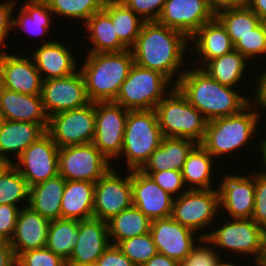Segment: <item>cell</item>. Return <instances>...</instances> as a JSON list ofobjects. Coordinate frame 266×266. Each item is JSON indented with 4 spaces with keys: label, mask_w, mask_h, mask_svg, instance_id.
Listing matches in <instances>:
<instances>
[{
    "label": "cell",
    "mask_w": 266,
    "mask_h": 266,
    "mask_svg": "<svg viewBox=\"0 0 266 266\" xmlns=\"http://www.w3.org/2000/svg\"><path fill=\"white\" fill-rule=\"evenodd\" d=\"M174 82L207 121L238 114L249 105V99L234 91L235 87L221 85L200 66L181 71Z\"/></svg>",
    "instance_id": "6da1fadb"
},
{
    "label": "cell",
    "mask_w": 266,
    "mask_h": 266,
    "mask_svg": "<svg viewBox=\"0 0 266 266\" xmlns=\"http://www.w3.org/2000/svg\"><path fill=\"white\" fill-rule=\"evenodd\" d=\"M188 40L183 33L158 21H144L136 43L131 48L134 63L159 71L172 81L185 62Z\"/></svg>",
    "instance_id": "7a4b0ae2"
},
{
    "label": "cell",
    "mask_w": 266,
    "mask_h": 266,
    "mask_svg": "<svg viewBox=\"0 0 266 266\" xmlns=\"http://www.w3.org/2000/svg\"><path fill=\"white\" fill-rule=\"evenodd\" d=\"M134 64L131 49L88 53L80 71L91 102L114 101Z\"/></svg>",
    "instance_id": "3957f363"
},
{
    "label": "cell",
    "mask_w": 266,
    "mask_h": 266,
    "mask_svg": "<svg viewBox=\"0 0 266 266\" xmlns=\"http://www.w3.org/2000/svg\"><path fill=\"white\" fill-rule=\"evenodd\" d=\"M252 101L240 113L207 122L200 143L213 157L230 154L248 144L260 123V113L253 111ZM252 109V110H251Z\"/></svg>",
    "instance_id": "277c9868"
},
{
    "label": "cell",
    "mask_w": 266,
    "mask_h": 266,
    "mask_svg": "<svg viewBox=\"0 0 266 266\" xmlns=\"http://www.w3.org/2000/svg\"><path fill=\"white\" fill-rule=\"evenodd\" d=\"M155 111L163 137L187 138L197 144L203 141L208 121L175 85L157 104Z\"/></svg>",
    "instance_id": "5b68a950"
},
{
    "label": "cell",
    "mask_w": 266,
    "mask_h": 266,
    "mask_svg": "<svg viewBox=\"0 0 266 266\" xmlns=\"http://www.w3.org/2000/svg\"><path fill=\"white\" fill-rule=\"evenodd\" d=\"M163 139L157 113L152 110L128 111L121 155L127 168L139 170Z\"/></svg>",
    "instance_id": "8992f818"
},
{
    "label": "cell",
    "mask_w": 266,
    "mask_h": 266,
    "mask_svg": "<svg viewBox=\"0 0 266 266\" xmlns=\"http://www.w3.org/2000/svg\"><path fill=\"white\" fill-rule=\"evenodd\" d=\"M219 228V229H218ZM196 237L202 243L232 250L235 253L255 257L256 264L263 263L266 256V231L251 218L227 220L222 227Z\"/></svg>",
    "instance_id": "52a82bcc"
},
{
    "label": "cell",
    "mask_w": 266,
    "mask_h": 266,
    "mask_svg": "<svg viewBox=\"0 0 266 266\" xmlns=\"http://www.w3.org/2000/svg\"><path fill=\"white\" fill-rule=\"evenodd\" d=\"M171 80L156 70L133 64L113 101L129 111L152 110L164 98Z\"/></svg>",
    "instance_id": "ba28073f"
},
{
    "label": "cell",
    "mask_w": 266,
    "mask_h": 266,
    "mask_svg": "<svg viewBox=\"0 0 266 266\" xmlns=\"http://www.w3.org/2000/svg\"><path fill=\"white\" fill-rule=\"evenodd\" d=\"M109 161L93 143L59 148L58 174L67 181L95 183L111 168Z\"/></svg>",
    "instance_id": "9c48e42d"
},
{
    "label": "cell",
    "mask_w": 266,
    "mask_h": 266,
    "mask_svg": "<svg viewBox=\"0 0 266 266\" xmlns=\"http://www.w3.org/2000/svg\"><path fill=\"white\" fill-rule=\"evenodd\" d=\"M46 132L59 148L93 143L95 102L50 116Z\"/></svg>",
    "instance_id": "30bf717a"
},
{
    "label": "cell",
    "mask_w": 266,
    "mask_h": 266,
    "mask_svg": "<svg viewBox=\"0 0 266 266\" xmlns=\"http://www.w3.org/2000/svg\"><path fill=\"white\" fill-rule=\"evenodd\" d=\"M218 211L220 204L216 189L187 188L185 193L174 197L171 217L196 232L207 230V226L214 224Z\"/></svg>",
    "instance_id": "8fae6325"
},
{
    "label": "cell",
    "mask_w": 266,
    "mask_h": 266,
    "mask_svg": "<svg viewBox=\"0 0 266 266\" xmlns=\"http://www.w3.org/2000/svg\"><path fill=\"white\" fill-rule=\"evenodd\" d=\"M128 111L113 101L95 102L93 144L109 161L121 155Z\"/></svg>",
    "instance_id": "7c38bea8"
},
{
    "label": "cell",
    "mask_w": 266,
    "mask_h": 266,
    "mask_svg": "<svg viewBox=\"0 0 266 266\" xmlns=\"http://www.w3.org/2000/svg\"><path fill=\"white\" fill-rule=\"evenodd\" d=\"M59 147L46 132L30 144L12 165L26 180L28 187L58 175Z\"/></svg>",
    "instance_id": "4fadbf2b"
},
{
    "label": "cell",
    "mask_w": 266,
    "mask_h": 266,
    "mask_svg": "<svg viewBox=\"0 0 266 266\" xmlns=\"http://www.w3.org/2000/svg\"><path fill=\"white\" fill-rule=\"evenodd\" d=\"M40 95L48 118L91 102L80 70L66 77L44 80Z\"/></svg>",
    "instance_id": "5bb4252c"
},
{
    "label": "cell",
    "mask_w": 266,
    "mask_h": 266,
    "mask_svg": "<svg viewBox=\"0 0 266 266\" xmlns=\"http://www.w3.org/2000/svg\"><path fill=\"white\" fill-rule=\"evenodd\" d=\"M117 174L111 168L95 182L93 214L96 219L107 222L133 205L131 170L126 178Z\"/></svg>",
    "instance_id": "9a60e30c"
},
{
    "label": "cell",
    "mask_w": 266,
    "mask_h": 266,
    "mask_svg": "<svg viewBox=\"0 0 266 266\" xmlns=\"http://www.w3.org/2000/svg\"><path fill=\"white\" fill-rule=\"evenodd\" d=\"M214 17L215 12L206 0H166L157 21L189 39Z\"/></svg>",
    "instance_id": "2e32d148"
},
{
    "label": "cell",
    "mask_w": 266,
    "mask_h": 266,
    "mask_svg": "<svg viewBox=\"0 0 266 266\" xmlns=\"http://www.w3.org/2000/svg\"><path fill=\"white\" fill-rule=\"evenodd\" d=\"M197 232L176 222L171 216L151 222L150 234L159 253L182 263L196 246Z\"/></svg>",
    "instance_id": "e0dca14e"
},
{
    "label": "cell",
    "mask_w": 266,
    "mask_h": 266,
    "mask_svg": "<svg viewBox=\"0 0 266 266\" xmlns=\"http://www.w3.org/2000/svg\"><path fill=\"white\" fill-rule=\"evenodd\" d=\"M42 82L33 59L7 52L0 54L1 87L23 94L40 95Z\"/></svg>",
    "instance_id": "ac0fdd59"
},
{
    "label": "cell",
    "mask_w": 266,
    "mask_h": 266,
    "mask_svg": "<svg viewBox=\"0 0 266 266\" xmlns=\"http://www.w3.org/2000/svg\"><path fill=\"white\" fill-rule=\"evenodd\" d=\"M132 203L151 221L171 216L174 197L148 175L131 170Z\"/></svg>",
    "instance_id": "d6986e66"
},
{
    "label": "cell",
    "mask_w": 266,
    "mask_h": 266,
    "mask_svg": "<svg viewBox=\"0 0 266 266\" xmlns=\"http://www.w3.org/2000/svg\"><path fill=\"white\" fill-rule=\"evenodd\" d=\"M218 186L220 208H225L231 219L252 218L255 204V174L251 176L224 175ZM223 206V207H222Z\"/></svg>",
    "instance_id": "ffe728a7"
},
{
    "label": "cell",
    "mask_w": 266,
    "mask_h": 266,
    "mask_svg": "<svg viewBox=\"0 0 266 266\" xmlns=\"http://www.w3.org/2000/svg\"><path fill=\"white\" fill-rule=\"evenodd\" d=\"M78 240L67 266H86L96 263L112 243L108 235L107 222L92 218L79 221Z\"/></svg>",
    "instance_id": "44dd1931"
},
{
    "label": "cell",
    "mask_w": 266,
    "mask_h": 266,
    "mask_svg": "<svg viewBox=\"0 0 266 266\" xmlns=\"http://www.w3.org/2000/svg\"><path fill=\"white\" fill-rule=\"evenodd\" d=\"M51 221L28 205L19 210L15 230L9 241L15 257L29 250L46 247Z\"/></svg>",
    "instance_id": "7402d4cb"
},
{
    "label": "cell",
    "mask_w": 266,
    "mask_h": 266,
    "mask_svg": "<svg viewBox=\"0 0 266 266\" xmlns=\"http://www.w3.org/2000/svg\"><path fill=\"white\" fill-rule=\"evenodd\" d=\"M0 111L4 120L32 122L48 128L41 95H29L5 89L0 86Z\"/></svg>",
    "instance_id": "603a6c76"
},
{
    "label": "cell",
    "mask_w": 266,
    "mask_h": 266,
    "mask_svg": "<svg viewBox=\"0 0 266 266\" xmlns=\"http://www.w3.org/2000/svg\"><path fill=\"white\" fill-rule=\"evenodd\" d=\"M33 61L42 80L56 79L71 75L76 71L77 63L69 48L59 41H46L33 52Z\"/></svg>",
    "instance_id": "cb8c5ba5"
},
{
    "label": "cell",
    "mask_w": 266,
    "mask_h": 266,
    "mask_svg": "<svg viewBox=\"0 0 266 266\" xmlns=\"http://www.w3.org/2000/svg\"><path fill=\"white\" fill-rule=\"evenodd\" d=\"M45 133L46 129L37 123L3 120L0 127V158L12 164L9 153L18 158L30 144Z\"/></svg>",
    "instance_id": "d4e9b609"
},
{
    "label": "cell",
    "mask_w": 266,
    "mask_h": 266,
    "mask_svg": "<svg viewBox=\"0 0 266 266\" xmlns=\"http://www.w3.org/2000/svg\"><path fill=\"white\" fill-rule=\"evenodd\" d=\"M197 145L187 138L163 137L160 146L139 169L141 172L181 171L191 150Z\"/></svg>",
    "instance_id": "484cf974"
},
{
    "label": "cell",
    "mask_w": 266,
    "mask_h": 266,
    "mask_svg": "<svg viewBox=\"0 0 266 266\" xmlns=\"http://www.w3.org/2000/svg\"><path fill=\"white\" fill-rule=\"evenodd\" d=\"M66 179L57 175L51 179L29 187L28 207L42 217L61 219V203Z\"/></svg>",
    "instance_id": "4316f807"
},
{
    "label": "cell",
    "mask_w": 266,
    "mask_h": 266,
    "mask_svg": "<svg viewBox=\"0 0 266 266\" xmlns=\"http://www.w3.org/2000/svg\"><path fill=\"white\" fill-rule=\"evenodd\" d=\"M94 188L90 181H67L62 196L61 219L87 220L94 218Z\"/></svg>",
    "instance_id": "83f0119b"
},
{
    "label": "cell",
    "mask_w": 266,
    "mask_h": 266,
    "mask_svg": "<svg viewBox=\"0 0 266 266\" xmlns=\"http://www.w3.org/2000/svg\"><path fill=\"white\" fill-rule=\"evenodd\" d=\"M191 39H193L194 48L203 57L201 58L202 67L208 61L227 54L234 49L225 27L216 17L197 30L189 38V41Z\"/></svg>",
    "instance_id": "f1b7e54d"
},
{
    "label": "cell",
    "mask_w": 266,
    "mask_h": 266,
    "mask_svg": "<svg viewBox=\"0 0 266 266\" xmlns=\"http://www.w3.org/2000/svg\"><path fill=\"white\" fill-rule=\"evenodd\" d=\"M103 10L110 16L119 40L131 49L144 20L120 0H106Z\"/></svg>",
    "instance_id": "f546056e"
},
{
    "label": "cell",
    "mask_w": 266,
    "mask_h": 266,
    "mask_svg": "<svg viewBox=\"0 0 266 266\" xmlns=\"http://www.w3.org/2000/svg\"><path fill=\"white\" fill-rule=\"evenodd\" d=\"M93 47L88 53L120 52L128 48L119 40L110 16L104 11L94 13L86 22Z\"/></svg>",
    "instance_id": "4dcf8cb0"
},
{
    "label": "cell",
    "mask_w": 266,
    "mask_h": 266,
    "mask_svg": "<svg viewBox=\"0 0 266 266\" xmlns=\"http://www.w3.org/2000/svg\"><path fill=\"white\" fill-rule=\"evenodd\" d=\"M151 220L137 207L131 206L107 221L109 239H114L113 245L119 242L150 233Z\"/></svg>",
    "instance_id": "1f68e13d"
},
{
    "label": "cell",
    "mask_w": 266,
    "mask_h": 266,
    "mask_svg": "<svg viewBox=\"0 0 266 266\" xmlns=\"http://www.w3.org/2000/svg\"><path fill=\"white\" fill-rule=\"evenodd\" d=\"M214 157L201 145L197 144L188 154L181 170L184 183L190 184L188 189H212ZM213 165V166H212ZM197 187H196V186Z\"/></svg>",
    "instance_id": "d6a6232c"
},
{
    "label": "cell",
    "mask_w": 266,
    "mask_h": 266,
    "mask_svg": "<svg viewBox=\"0 0 266 266\" xmlns=\"http://www.w3.org/2000/svg\"><path fill=\"white\" fill-rule=\"evenodd\" d=\"M215 17L225 27L233 45L262 22L245 3L222 8L215 12Z\"/></svg>",
    "instance_id": "836d02e7"
},
{
    "label": "cell",
    "mask_w": 266,
    "mask_h": 266,
    "mask_svg": "<svg viewBox=\"0 0 266 266\" xmlns=\"http://www.w3.org/2000/svg\"><path fill=\"white\" fill-rule=\"evenodd\" d=\"M247 58L233 49L231 52L208 61L203 67L221 85L232 87L243 77Z\"/></svg>",
    "instance_id": "e575fe53"
},
{
    "label": "cell",
    "mask_w": 266,
    "mask_h": 266,
    "mask_svg": "<svg viewBox=\"0 0 266 266\" xmlns=\"http://www.w3.org/2000/svg\"><path fill=\"white\" fill-rule=\"evenodd\" d=\"M52 13L45 0H27L18 17L13 18L12 28L21 27L32 36L44 35L49 32Z\"/></svg>",
    "instance_id": "d590c367"
},
{
    "label": "cell",
    "mask_w": 266,
    "mask_h": 266,
    "mask_svg": "<svg viewBox=\"0 0 266 266\" xmlns=\"http://www.w3.org/2000/svg\"><path fill=\"white\" fill-rule=\"evenodd\" d=\"M78 227V220H51L46 247L67 261L79 237Z\"/></svg>",
    "instance_id": "8d00e7d4"
},
{
    "label": "cell",
    "mask_w": 266,
    "mask_h": 266,
    "mask_svg": "<svg viewBox=\"0 0 266 266\" xmlns=\"http://www.w3.org/2000/svg\"><path fill=\"white\" fill-rule=\"evenodd\" d=\"M28 197L29 187L26 180L12 164H9L0 174V205L19 206L17 203L25 199L28 203Z\"/></svg>",
    "instance_id": "74e56055"
},
{
    "label": "cell",
    "mask_w": 266,
    "mask_h": 266,
    "mask_svg": "<svg viewBox=\"0 0 266 266\" xmlns=\"http://www.w3.org/2000/svg\"><path fill=\"white\" fill-rule=\"evenodd\" d=\"M53 13L85 22L103 10L106 0H45Z\"/></svg>",
    "instance_id": "f35d334b"
},
{
    "label": "cell",
    "mask_w": 266,
    "mask_h": 266,
    "mask_svg": "<svg viewBox=\"0 0 266 266\" xmlns=\"http://www.w3.org/2000/svg\"><path fill=\"white\" fill-rule=\"evenodd\" d=\"M117 247L136 266H143L158 253L150 233L125 239Z\"/></svg>",
    "instance_id": "ab89813d"
},
{
    "label": "cell",
    "mask_w": 266,
    "mask_h": 266,
    "mask_svg": "<svg viewBox=\"0 0 266 266\" xmlns=\"http://www.w3.org/2000/svg\"><path fill=\"white\" fill-rule=\"evenodd\" d=\"M234 49L247 59L260 54L266 55V23L262 21L250 34L241 37L235 44Z\"/></svg>",
    "instance_id": "60d3db41"
},
{
    "label": "cell",
    "mask_w": 266,
    "mask_h": 266,
    "mask_svg": "<svg viewBox=\"0 0 266 266\" xmlns=\"http://www.w3.org/2000/svg\"><path fill=\"white\" fill-rule=\"evenodd\" d=\"M16 266H67V262L44 247L19 254L16 257Z\"/></svg>",
    "instance_id": "b9f144b4"
},
{
    "label": "cell",
    "mask_w": 266,
    "mask_h": 266,
    "mask_svg": "<svg viewBox=\"0 0 266 266\" xmlns=\"http://www.w3.org/2000/svg\"><path fill=\"white\" fill-rule=\"evenodd\" d=\"M142 173L150 176L156 182L157 185H159L164 191H166L173 197L175 194L178 197L180 193L182 194L185 193V191H187L184 188L185 183L181 171L167 170L160 172H142ZM181 189L183 190V192L180 191Z\"/></svg>",
    "instance_id": "7bdbcfd3"
},
{
    "label": "cell",
    "mask_w": 266,
    "mask_h": 266,
    "mask_svg": "<svg viewBox=\"0 0 266 266\" xmlns=\"http://www.w3.org/2000/svg\"><path fill=\"white\" fill-rule=\"evenodd\" d=\"M266 231V173H255V204L251 218Z\"/></svg>",
    "instance_id": "ee69618b"
},
{
    "label": "cell",
    "mask_w": 266,
    "mask_h": 266,
    "mask_svg": "<svg viewBox=\"0 0 266 266\" xmlns=\"http://www.w3.org/2000/svg\"><path fill=\"white\" fill-rule=\"evenodd\" d=\"M144 21H157L166 0H120ZM143 17V18H142Z\"/></svg>",
    "instance_id": "f6af8a7d"
},
{
    "label": "cell",
    "mask_w": 266,
    "mask_h": 266,
    "mask_svg": "<svg viewBox=\"0 0 266 266\" xmlns=\"http://www.w3.org/2000/svg\"><path fill=\"white\" fill-rule=\"evenodd\" d=\"M211 247V248H210ZM216 247L196 245L182 262L185 266H214L219 256Z\"/></svg>",
    "instance_id": "bcb514c9"
},
{
    "label": "cell",
    "mask_w": 266,
    "mask_h": 266,
    "mask_svg": "<svg viewBox=\"0 0 266 266\" xmlns=\"http://www.w3.org/2000/svg\"><path fill=\"white\" fill-rule=\"evenodd\" d=\"M19 210L18 206L0 205V234L8 241L13 236Z\"/></svg>",
    "instance_id": "7dc6e473"
},
{
    "label": "cell",
    "mask_w": 266,
    "mask_h": 266,
    "mask_svg": "<svg viewBox=\"0 0 266 266\" xmlns=\"http://www.w3.org/2000/svg\"><path fill=\"white\" fill-rule=\"evenodd\" d=\"M97 266H136L117 247L110 244L95 263Z\"/></svg>",
    "instance_id": "c3c4849f"
},
{
    "label": "cell",
    "mask_w": 266,
    "mask_h": 266,
    "mask_svg": "<svg viewBox=\"0 0 266 266\" xmlns=\"http://www.w3.org/2000/svg\"><path fill=\"white\" fill-rule=\"evenodd\" d=\"M15 1H8V2H2L0 3V50H1V46H4L7 48V44H5L4 42L6 41V37L8 38V34L10 33L11 29H12V22H13V18H12V13L14 11V5H15ZM5 39V40H4ZM2 53L6 52L1 50L0 51Z\"/></svg>",
    "instance_id": "681fc988"
},
{
    "label": "cell",
    "mask_w": 266,
    "mask_h": 266,
    "mask_svg": "<svg viewBox=\"0 0 266 266\" xmlns=\"http://www.w3.org/2000/svg\"><path fill=\"white\" fill-rule=\"evenodd\" d=\"M256 90L254 102L257 103L259 107L266 108V71L262 72L261 75L255 78Z\"/></svg>",
    "instance_id": "f907efd6"
},
{
    "label": "cell",
    "mask_w": 266,
    "mask_h": 266,
    "mask_svg": "<svg viewBox=\"0 0 266 266\" xmlns=\"http://www.w3.org/2000/svg\"><path fill=\"white\" fill-rule=\"evenodd\" d=\"M180 263L175 259L169 258L164 254L157 253L143 266H179Z\"/></svg>",
    "instance_id": "816d5d0a"
},
{
    "label": "cell",
    "mask_w": 266,
    "mask_h": 266,
    "mask_svg": "<svg viewBox=\"0 0 266 266\" xmlns=\"http://www.w3.org/2000/svg\"><path fill=\"white\" fill-rule=\"evenodd\" d=\"M244 3L252 9L262 21H266V0H245Z\"/></svg>",
    "instance_id": "f5cc1de1"
},
{
    "label": "cell",
    "mask_w": 266,
    "mask_h": 266,
    "mask_svg": "<svg viewBox=\"0 0 266 266\" xmlns=\"http://www.w3.org/2000/svg\"><path fill=\"white\" fill-rule=\"evenodd\" d=\"M0 266H16L12 247H0Z\"/></svg>",
    "instance_id": "db71d44e"
},
{
    "label": "cell",
    "mask_w": 266,
    "mask_h": 266,
    "mask_svg": "<svg viewBox=\"0 0 266 266\" xmlns=\"http://www.w3.org/2000/svg\"><path fill=\"white\" fill-rule=\"evenodd\" d=\"M207 4L214 10V12L227 7L236 6L244 3L245 0H206Z\"/></svg>",
    "instance_id": "11a10c76"
},
{
    "label": "cell",
    "mask_w": 266,
    "mask_h": 266,
    "mask_svg": "<svg viewBox=\"0 0 266 266\" xmlns=\"http://www.w3.org/2000/svg\"><path fill=\"white\" fill-rule=\"evenodd\" d=\"M260 151H261V155H262V163L263 166L265 165V170H263L262 172L266 173V140H262L260 143Z\"/></svg>",
    "instance_id": "9f6ffc18"
},
{
    "label": "cell",
    "mask_w": 266,
    "mask_h": 266,
    "mask_svg": "<svg viewBox=\"0 0 266 266\" xmlns=\"http://www.w3.org/2000/svg\"><path fill=\"white\" fill-rule=\"evenodd\" d=\"M0 247H11L9 241L0 234Z\"/></svg>",
    "instance_id": "6f0895ef"
},
{
    "label": "cell",
    "mask_w": 266,
    "mask_h": 266,
    "mask_svg": "<svg viewBox=\"0 0 266 266\" xmlns=\"http://www.w3.org/2000/svg\"><path fill=\"white\" fill-rule=\"evenodd\" d=\"M214 266H236V265L235 264H232V263L222 262V259L219 256V258L216 261V263H215Z\"/></svg>",
    "instance_id": "680465c9"
},
{
    "label": "cell",
    "mask_w": 266,
    "mask_h": 266,
    "mask_svg": "<svg viewBox=\"0 0 266 266\" xmlns=\"http://www.w3.org/2000/svg\"><path fill=\"white\" fill-rule=\"evenodd\" d=\"M9 164L6 160L0 158V174Z\"/></svg>",
    "instance_id": "91938a15"
},
{
    "label": "cell",
    "mask_w": 266,
    "mask_h": 266,
    "mask_svg": "<svg viewBox=\"0 0 266 266\" xmlns=\"http://www.w3.org/2000/svg\"><path fill=\"white\" fill-rule=\"evenodd\" d=\"M3 116H2V113H1V111H0V127H1V124H2V122H3Z\"/></svg>",
    "instance_id": "94428289"
},
{
    "label": "cell",
    "mask_w": 266,
    "mask_h": 266,
    "mask_svg": "<svg viewBox=\"0 0 266 266\" xmlns=\"http://www.w3.org/2000/svg\"><path fill=\"white\" fill-rule=\"evenodd\" d=\"M263 264L266 266V256H265V260H264Z\"/></svg>",
    "instance_id": "6125c7cd"
},
{
    "label": "cell",
    "mask_w": 266,
    "mask_h": 266,
    "mask_svg": "<svg viewBox=\"0 0 266 266\" xmlns=\"http://www.w3.org/2000/svg\"><path fill=\"white\" fill-rule=\"evenodd\" d=\"M258 266H265L263 263L257 264Z\"/></svg>",
    "instance_id": "be15d7a7"
}]
</instances>
